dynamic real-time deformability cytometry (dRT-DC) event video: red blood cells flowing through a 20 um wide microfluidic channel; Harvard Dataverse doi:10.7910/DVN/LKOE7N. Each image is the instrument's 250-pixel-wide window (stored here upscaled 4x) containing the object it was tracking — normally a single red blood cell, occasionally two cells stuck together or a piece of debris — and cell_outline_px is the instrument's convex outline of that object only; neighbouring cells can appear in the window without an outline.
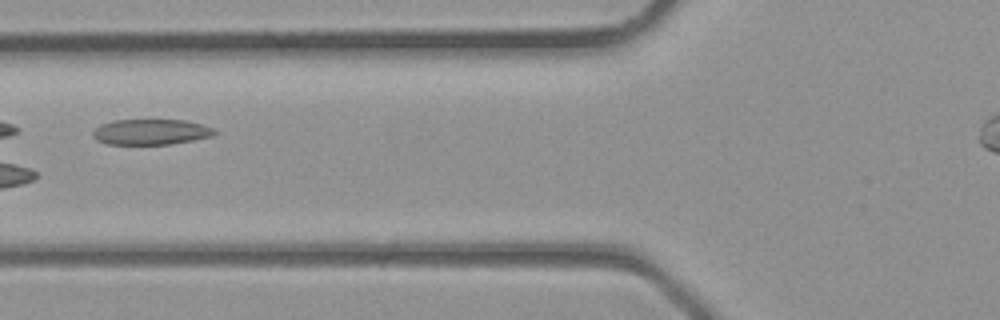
{"species": "common noctule bat (a hibernating species)", "species_latin": "Nyctalus noctula", "temperature_condition": "room temperature", "stored_images_in_passage": 22, "camera_frame_rate_fps": 3000, "um_per_image_px": 0.085, "animal": {"sex": "male", "body_mass_g": 23.1, "forearm_length_mm": 52.7}, "frame": {"image": 1, "passage_image": 7, "time_ms": 2.0, "image_size_px": [1000, 320], "cell_outline_px": [[216, 132], [212, 136], [192, 140], [168, 144], [104, 144], [96, 140], [92, 136], [92, 132], [100, 124], [112, 120], [184, 120], [216, 128]], "centroid_in_image_um": [12.78, 11.21], "position_along_channel_um": 113.0, "area_um2": 18.15}}
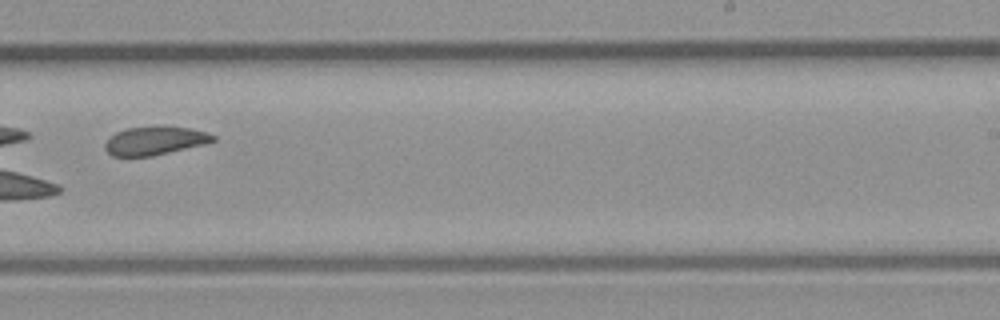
{"frame": {"image": 2, "passage_image": 16, "time_ms": 5.0, "image_size_px": [1000, 320], "cell_outline_px": [[216, 140], [204, 144], [152, 156], [112, 156], [104, 148], [104, 144], [116, 132], [128, 128], [192, 128], [208, 132], [216, 136]], "centroid_in_image_um": [13.18, 11.98], "position_along_channel_um": 275.8, "area_um2": 17.34}}